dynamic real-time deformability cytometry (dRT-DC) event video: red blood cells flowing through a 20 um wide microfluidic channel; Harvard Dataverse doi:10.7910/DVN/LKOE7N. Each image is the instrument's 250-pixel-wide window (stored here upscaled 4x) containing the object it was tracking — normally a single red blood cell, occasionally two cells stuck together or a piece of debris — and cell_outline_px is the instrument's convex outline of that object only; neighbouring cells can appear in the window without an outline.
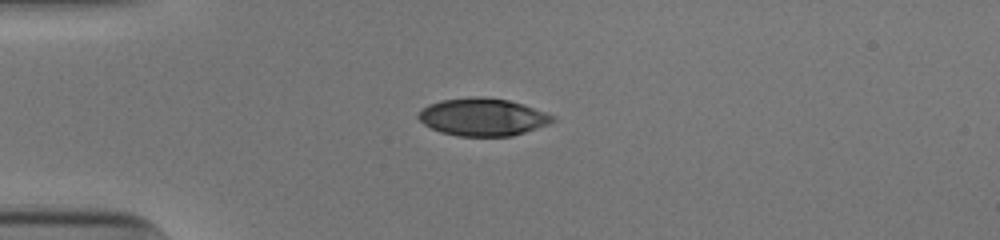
{"species": "human", "species_latin": "Homo sapiens", "temperature_condition": "cold", "stored_images_in_passage": 39, "camera_frame_rate_fps": 3000, "um_per_image_px": 0.085, "donor": {"sex": "male"}, "frame": {"image": 1, "passage_image": 1, "time_ms": 0.0, "image_size_px": [1000, 240], "cell_outline_px": [[556, 120], [548, 124], [512, 136], [456, 136], [440, 132], [424, 124], [416, 116], [428, 104], [440, 100], [472, 96], [484, 96], [508, 100], [524, 104], [556, 116]], "centroid_in_image_um": [41.03, 9.94], "position_along_channel_um": 44.0, "area_um2": 29.54}}
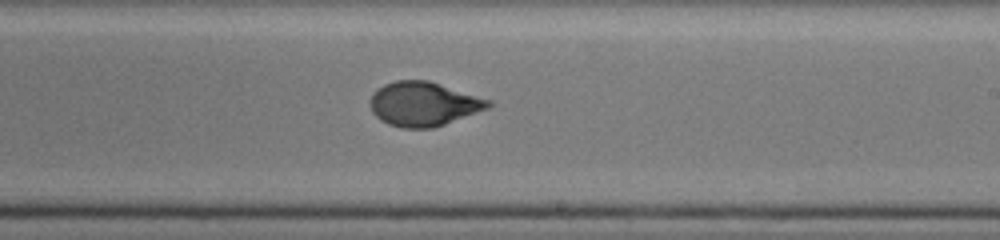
{"frame": {"image": 2, "passage_image": 19, "time_ms": 6.0, "image_size_px": [1000, 240], "cell_outline_px": [[492, 104], [488, 108], [444, 124], [432, 128], [400, 128], [388, 124], [380, 120], [372, 112], [368, 104], [368, 100], [372, 92], [376, 88], [384, 84], [396, 80], [428, 80], [492, 100]], "centroid_in_image_um": [35.94, 8.83], "position_along_channel_um": 253.1, "area_um2": 30.69}}
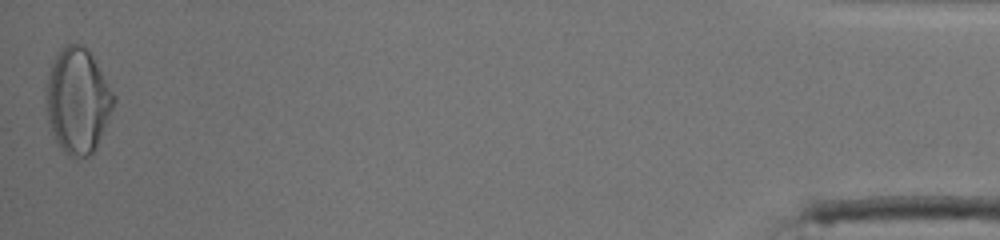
{"frame": {"image": 3, "passage_image": 39, "time_ms": 12.667, "image_size_px": [1000, 240], "cell_outline_px": [[116, 100], [96, 148], [88, 156], [68, 156], [64, 152], [56, 140], [48, 120], [48, 76], [56, 52], [68, 44], [84, 44], [92, 56], [116, 96]], "centroid_in_image_um": [6.63, 8.54], "position_along_channel_um": 428.6, "area_um2": 40.63}, "authors_computed_cell_mechanics": {"area_um2": 30.6918, "velocity_mm_per_s": 3.9373, "shape_relaxation_time_tau1_ms": 5.0911, "shape_relaxation_time_tau2_ms": null, "deformation_change_tau1": 0.2031, "deformation_change_tau2": null}}